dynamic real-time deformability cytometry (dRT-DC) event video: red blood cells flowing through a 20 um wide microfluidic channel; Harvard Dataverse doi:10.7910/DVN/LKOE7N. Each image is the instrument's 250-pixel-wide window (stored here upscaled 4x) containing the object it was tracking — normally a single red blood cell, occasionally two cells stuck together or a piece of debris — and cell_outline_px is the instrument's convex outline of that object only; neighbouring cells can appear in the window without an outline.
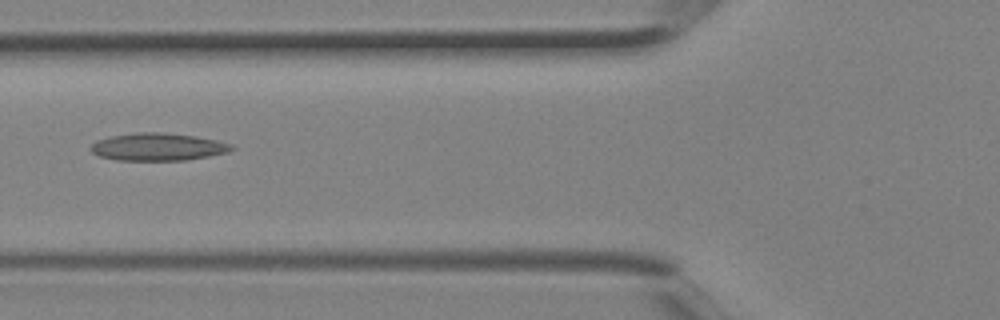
{"species": "Egyptian fruit bat (a non-hibernating species)", "species_latin": "Rousettus aegyptiacus", "temperature_condition": "room temperature", "stored_images_in_passage": 4, "camera_frame_rate_fps": 3000, "um_per_image_px": 0.085, "animal": {"sex": "female"}, "frame": {"image": 1, "passage_image": 4, "time_ms": 1.0, "image_size_px": [1000, 320], "cell_outline_px": [[236, 148], [228, 152], [208, 156], [184, 160], [116, 160], [100, 156], [92, 152], [88, 148], [96, 140], [112, 136], [136, 132], [164, 132], [196, 136], [216, 140], [232, 144]], "centroid_in_image_um": [13.42, 12.48], "position_along_channel_um": 112.4, "area_um2": 22.66}}